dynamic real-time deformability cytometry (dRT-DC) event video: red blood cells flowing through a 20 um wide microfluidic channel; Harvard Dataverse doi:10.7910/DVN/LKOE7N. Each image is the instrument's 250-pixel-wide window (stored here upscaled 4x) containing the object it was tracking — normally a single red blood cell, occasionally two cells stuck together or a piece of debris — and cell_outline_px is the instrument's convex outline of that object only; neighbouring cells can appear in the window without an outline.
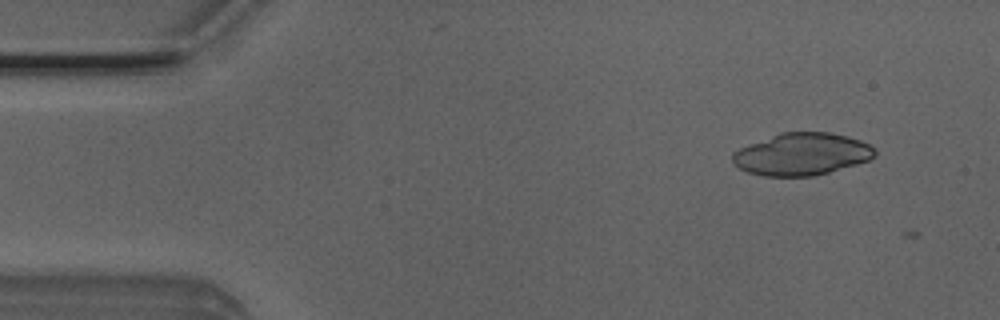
{"species": "Egyptian fruit bat (a non-hibernating species)", "species_latin": "Rousettus aegyptiacus", "temperature_condition": "room temperature", "stored_images_in_passage": 2, "camera_frame_rate_fps": 3000, "um_per_image_px": 0.085, "animal": {"sex": "male"}, "frame": {"image": 1, "passage_image": 1, "time_ms": 0.0, "image_size_px": [1000, 320], "cell_outline_px": [[876, 156], [868, 160], [856, 164], [828, 172], [812, 176], [764, 176], [748, 172], [740, 168], [732, 160], [732, 152], [740, 148], [780, 132], [832, 132], [848, 136], [860, 140], [868, 144], [876, 152]], "centroid_in_image_um": [68.15, 13.09], "position_along_channel_um": 16.8, "area_um2": 34.8}}